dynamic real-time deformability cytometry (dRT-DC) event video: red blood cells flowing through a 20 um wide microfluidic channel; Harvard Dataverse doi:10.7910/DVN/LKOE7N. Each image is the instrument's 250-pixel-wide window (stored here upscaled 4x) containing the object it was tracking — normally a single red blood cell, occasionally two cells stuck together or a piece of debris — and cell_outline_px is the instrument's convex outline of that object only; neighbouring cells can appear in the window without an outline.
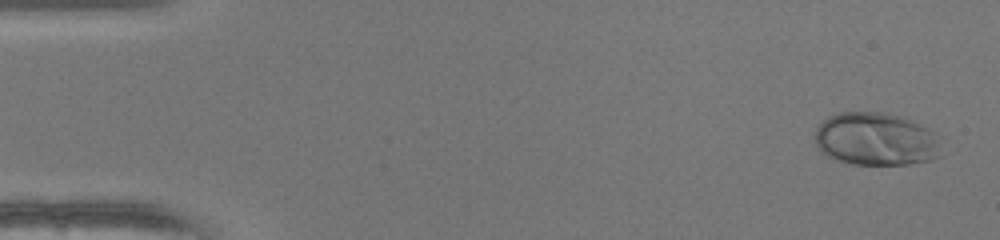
{"species": "human", "species_latin": "Homo sapiens", "temperature_condition": "warm", "stored_images_in_passage": 49, "camera_frame_rate_fps": 3000, "um_per_image_px": 0.085, "donor": {"sex": "female"}, "frame": {"image": 1, "passage_image": 2, "time_ms": 0.333, "image_size_px": [1000, 240], "cell_outline_px": [[944, 136], [940, 156], [932, 160], [908, 164], [852, 164], [832, 160], [816, 144], [816, 128], [828, 116], [840, 112], [884, 112], [900, 116], [920, 124]], "centroid_in_image_um": [74.54, 11.83], "position_along_channel_um": 10.5, "area_um2": 39.65}}
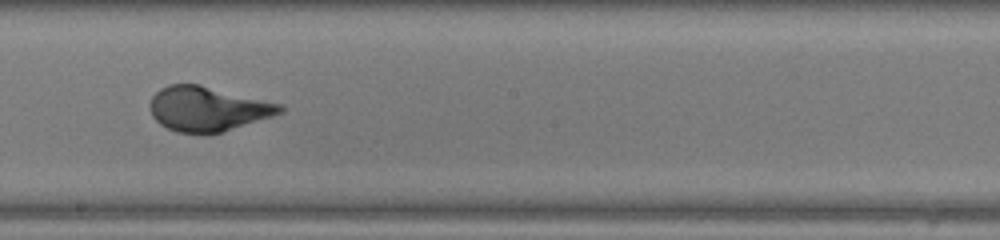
{"frame": {"image": 2, "passage_image": 28, "time_ms": 9.0, "image_size_px": [1000, 240], "cell_outline_px": [[284, 112], [224, 132], [176, 132], [160, 124], [152, 116], [152, 96], [160, 88], [168, 84], [200, 84], [284, 104]], "centroid_in_image_um": [17.7, 9.23], "position_along_channel_um": 230.5, "area_um2": 33.64}}
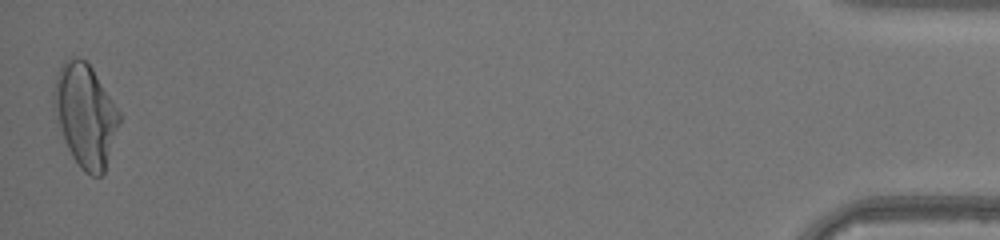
{"frame": {"image": 3, "passage_image": 49, "time_ms": 16.0, "image_size_px": [1000, 240], "cell_outline_px": [[120, 120], [104, 172], [100, 176], [92, 176], [84, 172], [80, 168], [72, 156], [68, 148], [52, 108], [52, 92], [56, 76], [64, 60], [72, 56], [76, 56], [84, 60], [92, 68], [120, 112]], "centroid_in_image_um": [7.22, 9.78], "position_along_channel_um": 428.0, "area_um2": 39.02}, "authors_computed_cell_mechanics": {"area_um2": 34.2754, "velocity_mm_per_s": 4.2025, "shape_relaxation_time_tau1_ms": 3.7395, "shape_relaxation_time_tau2_ms": null, "deformation_change_tau1": 0.2239, "deformation_change_tau2": null}}